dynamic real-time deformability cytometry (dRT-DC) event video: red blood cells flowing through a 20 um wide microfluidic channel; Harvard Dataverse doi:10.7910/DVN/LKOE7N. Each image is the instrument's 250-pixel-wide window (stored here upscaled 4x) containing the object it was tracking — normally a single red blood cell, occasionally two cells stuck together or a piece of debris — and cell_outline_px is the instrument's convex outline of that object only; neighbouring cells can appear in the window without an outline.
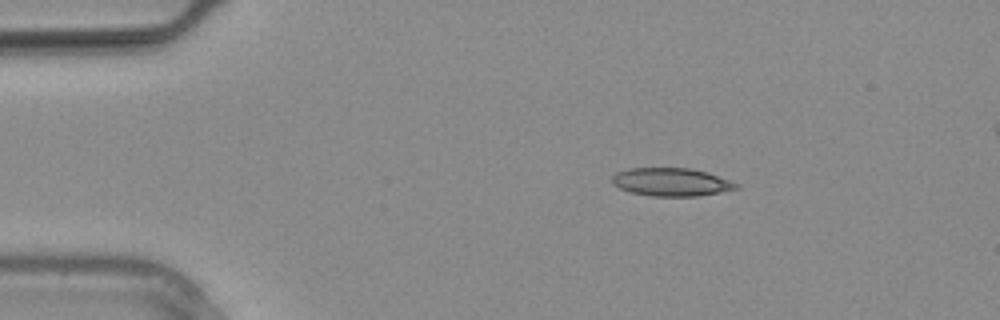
{"species": "common noctule bat (a hibernating species)", "species_latin": "Nyctalus noctula", "temperature_condition": "warm", "stored_images_in_passage": 5, "camera_frame_rate_fps": 3000, "um_per_image_px": 0.085, "animal": {"sex": "male", "body_mass_g": 20.4}, "frame": {"image": 1, "passage_image": 1, "time_ms": 0.0, "image_size_px": [1000, 320], "cell_outline_px": [[740, 188], [720, 192], [696, 196], [652, 196], [632, 192], [620, 188], [612, 184], [612, 176], [616, 172], [628, 168], [692, 168], [740, 184]], "centroid_in_image_um": [57.03, 15.47], "position_along_channel_um": 28.0, "area_um2": 20.17}}